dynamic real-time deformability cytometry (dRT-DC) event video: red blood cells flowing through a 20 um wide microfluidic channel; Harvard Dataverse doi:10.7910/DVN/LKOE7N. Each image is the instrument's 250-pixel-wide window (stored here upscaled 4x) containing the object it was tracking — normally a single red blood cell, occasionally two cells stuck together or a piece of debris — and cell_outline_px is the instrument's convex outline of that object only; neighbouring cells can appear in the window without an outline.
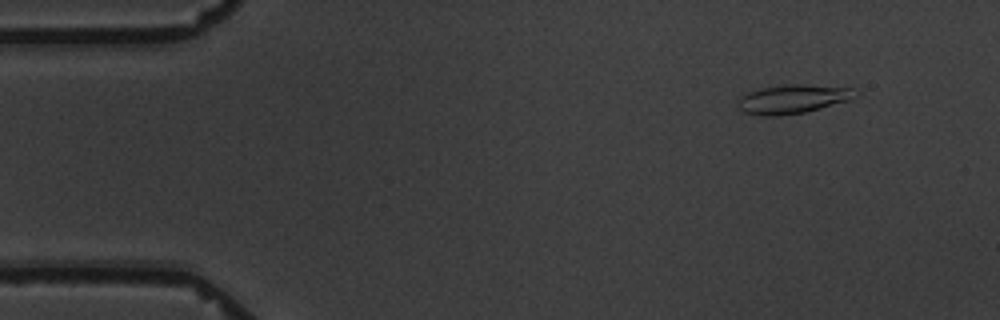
{"species": "common noctule bat (a hibernating species)", "species_latin": "Nyctalus noctula", "temperature_condition": "warm", "stored_images_in_passage": 4, "camera_frame_rate_fps": 3000, "um_per_image_px": 0.085, "animal": {"sex": "male", "body_mass_g": 19.5, "forearm_length_mm": 54.6}, "frame": {"image": 1, "passage_image": 2, "time_ms": 1.0, "image_size_px": [1000, 320], "cell_outline_px": [[860, 92], [856, 96], [848, 100], [804, 112], [776, 116], [764, 116], [744, 112], [740, 108], [736, 100], [740, 96], [748, 92], [764, 88], [784, 84], [804, 84], [852, 88]], "centroid_in_image_um": [67.37, 8.41], "position_along_channel_um": 17.6, "area_um2": 19.59}}